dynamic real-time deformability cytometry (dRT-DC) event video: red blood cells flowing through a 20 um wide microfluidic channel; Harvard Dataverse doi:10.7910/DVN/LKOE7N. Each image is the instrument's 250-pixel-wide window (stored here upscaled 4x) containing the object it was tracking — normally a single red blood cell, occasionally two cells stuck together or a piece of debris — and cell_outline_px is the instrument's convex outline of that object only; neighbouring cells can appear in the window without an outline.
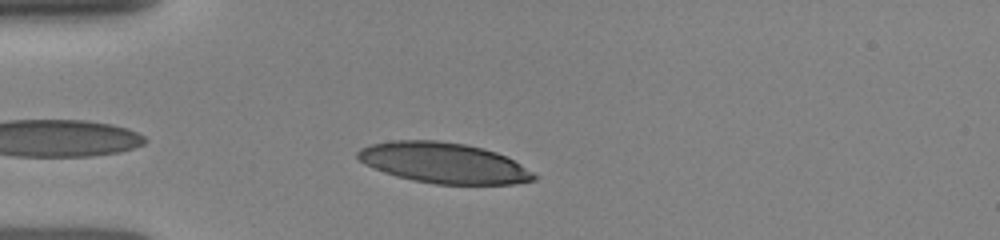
{"species": "human", "species_latin": "Homo sapiens", "temperature_condition": "room temperature", "stored_images_in_passage": 26, "camera_frame_rate_fps": 3000, "um_per_image_px": 0.085, "donor": {"sex": "female"}, "frame": {"image": 1, "passage_image": 2, "time_ms": 0.333, "image_size_px": [1000, 240], "cell_outline_px": [[536, 180], [512, 184], [436, 184], [412, 180], [396, 176], [372, 168], [364, 164], [356, 156], [356, 152], [360, 148], [372, 144], [392, 140], [436, 140], [464, 144], [484, 148], [496, 152], [520, 164], [532, 172], [536, 176]], "centroid_in_image_um": [37.67, 13.84], "position_along_channel_um": 47.3, "area_um2": 41.56}}
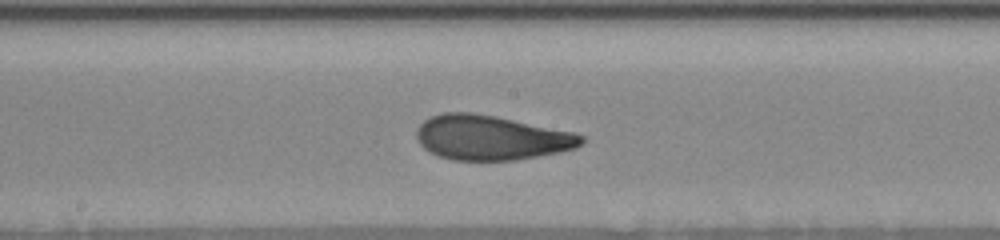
{"frame": {"image": 2, "passage_image": 13, "time_ms": 4.667, "image_size_px": [1000, 240], "cell_outline_px": [[584, 140], [576, 148], [536, 156], [512, 160], [452, 160], [428, 152], [420, 144], [416, 136], [416, 128], [424, 120], [440, 112], [472, 112], [496, 116], [576, 132], [584, 136]], "centroid_in_image_um": [41.72, 11.68], "position_along_channel_um": 206.5, "area_um2": 43.0}}
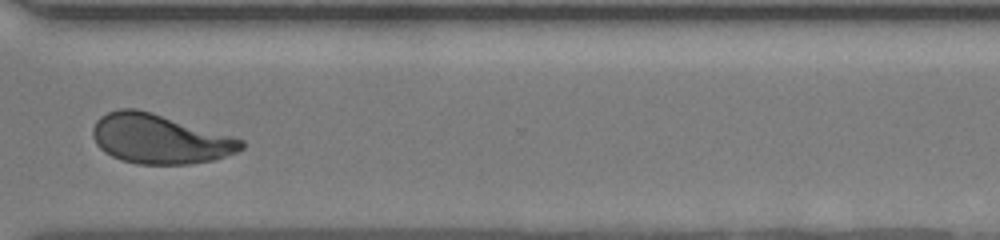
{"frame": {"image": 3, "passage_image": 22, "time_ms": 8.333, "image_size_px": [1000, 240], "cell_outline_px": [[244, 148], [236, 152], [212, 160], [188, 164], [136, 164], [120, 160], [104, 152], [96, 144], [92, 136], [92, 128], [96, 120], [100, 116], [108, 112], [120, 108], [136, 108], [152, 112], [232, 136], [244, 140]], "centroid_in_image_um": [13.53, 11.81], "position_along_channel_um": 357.1, "area_um2": 42.83}}